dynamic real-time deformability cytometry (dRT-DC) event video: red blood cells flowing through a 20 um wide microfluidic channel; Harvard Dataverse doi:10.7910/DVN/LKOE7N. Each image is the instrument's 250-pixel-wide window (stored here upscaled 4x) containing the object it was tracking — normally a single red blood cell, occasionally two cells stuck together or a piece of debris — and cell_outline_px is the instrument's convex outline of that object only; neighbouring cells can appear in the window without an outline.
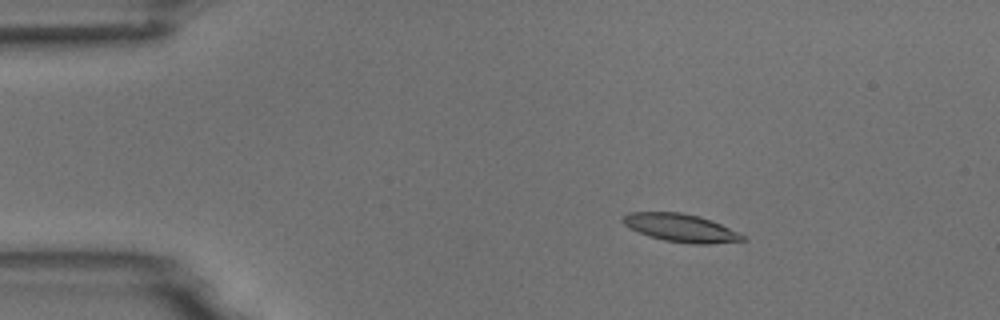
{"species": "common noctule bat (a hibernating species)", "species_latin": "Nyctalus noctula", "temperature_condition": "room temperature", "stored_images_in_passage": 4, "camera_frame_rate_fps": 3000, "um_per_image_px": 0.085, "animal": {"sex": "male", "body_mass_g": 18.8}, "frame": {"image": 1, "passage_image": 2, "time_ms": 1.333, "image_size_px": [1000, 320], "cell_outline_px": [[748, 240], [708, 244], [692, 244], [664, 240], [648, 236], [624, 224], [620, 220], [620, 216], [628, 212], [680, 212], [700, 216], [712, 220], [744, 236]], "centroid_in_image_um": [57.83, 19.36], "position_along_channel_um": 27.2, "area_um2": 19.48}}